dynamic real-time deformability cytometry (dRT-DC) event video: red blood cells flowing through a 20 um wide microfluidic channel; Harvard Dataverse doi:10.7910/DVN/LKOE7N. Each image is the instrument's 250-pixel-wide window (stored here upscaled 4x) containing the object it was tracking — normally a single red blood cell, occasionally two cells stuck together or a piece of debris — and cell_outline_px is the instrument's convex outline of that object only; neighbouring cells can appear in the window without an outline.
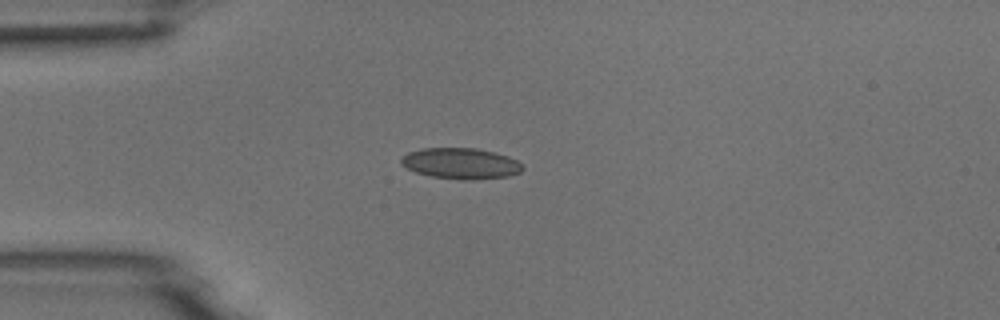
{"species": "common noctule bat (a hibernating species)", "species_latin": "Nyctalus noctula", "temperature_condition": "room temperature", "stored_images_in_passage": 1, "camera_frame_rate_fps": 3000, "um_per_image_px": 0.085, "animal": {"sex": "male", "body_mass_g": 18.8}, "frame": {"image": 1, "passage_image": 1, "time_ms": 0.0, "image_size_px": [1000, 320], "cell_outline_px": [[524, 168], [520, 172], [508, 176], [464, 180], [460, 180], [432, 176], [416, 172], [400, 164], [400, 160], [408, 152], [420, 148], [476, 148], [508, 156], [516, 160]], "centroid_in_image_um": [39.14, 13.89], "position_along_channel_um": 45.9, "area_um2": 21.68}}